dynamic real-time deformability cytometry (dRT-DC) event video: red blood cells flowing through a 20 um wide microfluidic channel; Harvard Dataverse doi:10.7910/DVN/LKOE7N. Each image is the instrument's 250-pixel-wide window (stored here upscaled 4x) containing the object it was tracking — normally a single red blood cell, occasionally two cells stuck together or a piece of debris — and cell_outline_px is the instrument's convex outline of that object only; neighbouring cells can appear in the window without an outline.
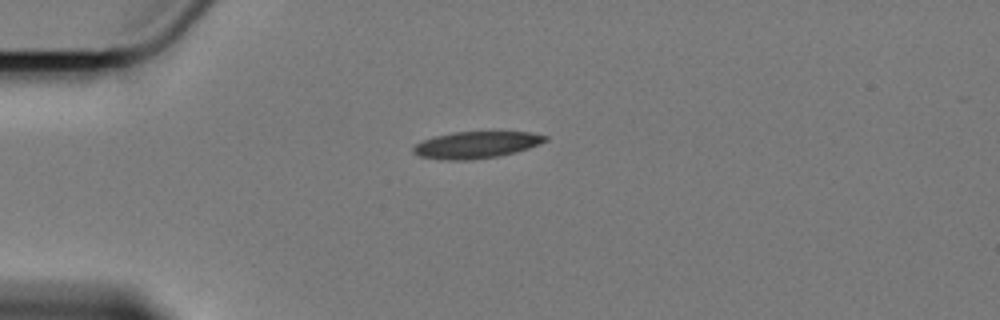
{"species": "Egyptian fruit bat (a non-hibernating species)", "species_latin": "Rousettus aegyptiacus", "temperature_condition": "cold", "stored_images_in_passage": 3, "camera_frame_rate_fps": 3000, "um_per_image_px": 0.085, "animal": {"sex": "female"}, "frame": {"image": 1, "passage_image": 1, "time_ms": 0.0, "image_size_px": [1000, 320], "cell_outline_px": [[548, 140], [528, 148], [516, 152], [496, 156], [472, 160], [448, 160], [420, 156], [412, 152], [412, 148], [416, 144], [424, 140], [436, 136], [452, 132], [528, 132], [548, 136]], "centroid_in_image_um": [40.48, 12.31], "position_along_channel_um": 44.5, "area_um2": 20.35}}